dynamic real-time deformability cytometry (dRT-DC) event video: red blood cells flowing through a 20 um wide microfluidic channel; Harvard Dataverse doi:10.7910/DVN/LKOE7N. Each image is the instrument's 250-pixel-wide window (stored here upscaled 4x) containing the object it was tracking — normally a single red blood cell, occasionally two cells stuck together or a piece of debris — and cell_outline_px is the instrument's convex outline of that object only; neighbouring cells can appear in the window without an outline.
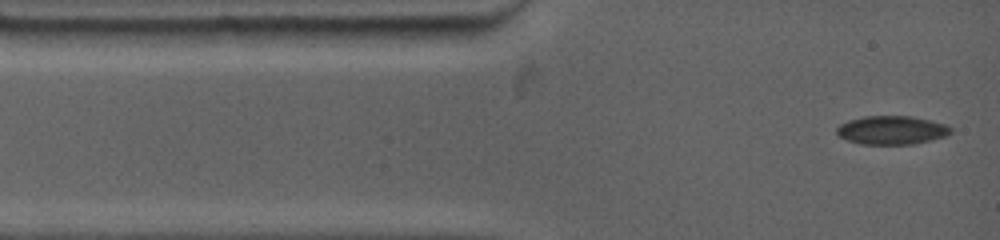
{"species": "common noctule bat (a hibernating species)", "species_latin": "Nyctalus noctula", "temperature_condition": "warm", "stored_images_in_passage": 25, "camera_frame_rate_fps": 4500, "um_per_image_px": 0.085, "animal": {"sex": "female", "body_mass_g": 19.0, "forearm_length_mm": 53.3}, "frame": {"image": 1, "passage_image": 1, "time_ms": 0.0, "image_size_px": [1000, 240], "cell_outline_px": [[952, 132], [944, 136], [912, 144], [860, 144], [848, 140], [840, 136], [836, 132], [836, 128], [840, 124], [848, 120], [864, 116], [912, 116], [948, 124], [952, 128]], "centroid_in_image_um": [75.79, 11.05], "position_along_channel_um": 9.2, "area_um2": 18.96}}
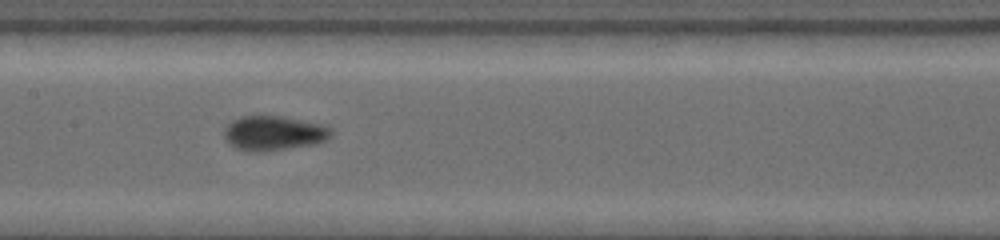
{"frame": {"image": 2, "passage_image": 15, "time_ms": 5.556, "image_size_px": [1000, 240], "cell_outline_px": [[332, 136], [316, 144], [256, 152], [248, 152], [236, 148], [228, 144], [224, 136], [224, 128], [232, 120], [240, 116], [280, 116], [328, 124], [332, 132]], "centroid_in_image_um": [23.27, 11.31], "position_along_channel_um": 184.1, "area_um2": 21.79}}
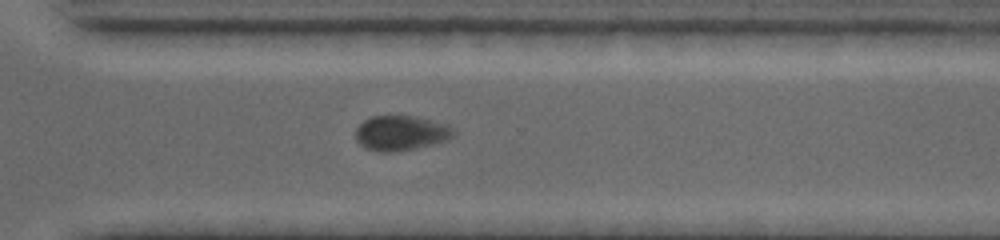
{"frame": {"image": 3, "passage_image": 25, "time_ms": 9.556, "image_size_px": [1000, 240], "cell_outline_px": [[456, 132], [448, 140], [432, 144], [392, 152], [380, 152], [364, 148], [356, 140], [356, 128], [364, 120], [372, 116], [412, 116], [448, 124]], "centroid_in_image_um": [34.06, 11.31], "position_along_channel_um": 336.5, "area_um2": 19.77}}